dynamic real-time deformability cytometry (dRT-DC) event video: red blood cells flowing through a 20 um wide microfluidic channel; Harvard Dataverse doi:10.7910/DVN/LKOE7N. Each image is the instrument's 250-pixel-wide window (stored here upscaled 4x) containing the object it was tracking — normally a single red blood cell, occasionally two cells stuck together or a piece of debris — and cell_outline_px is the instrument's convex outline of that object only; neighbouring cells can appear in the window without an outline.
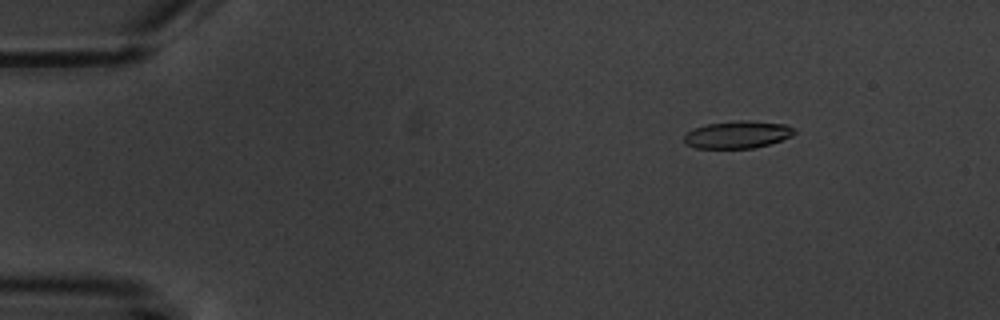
{"species": "common noctule bat (a hibernating species)", "species_latin": "Nyctalus noctula", "temperature_condition": "warm", "stored_images_in_passage": 5, "camera_frame_rate_fps": 3000, "um_per_image_px": 0.085, "animal": {"sex": "male", "body_mass_g": 20.1, "forearm_length_mm": 53.5}, "frame": {"image": 1, "passage_image": 2, "time_ms": 1.333, "image_size_px": [1000, 320], "cell_outline_px": [[796, 132], [792, 136], [768, 144], [752, 148], [696, 148], [684, 144], [684, 136], [692, 128], [708, 124], [740, 120], [748, 120], [784, 124], [796, 128]], "centroid_in_image_um": [62.68, 11.44], "position_along_channel_um": 22.3, "area_um2": 17.57}}
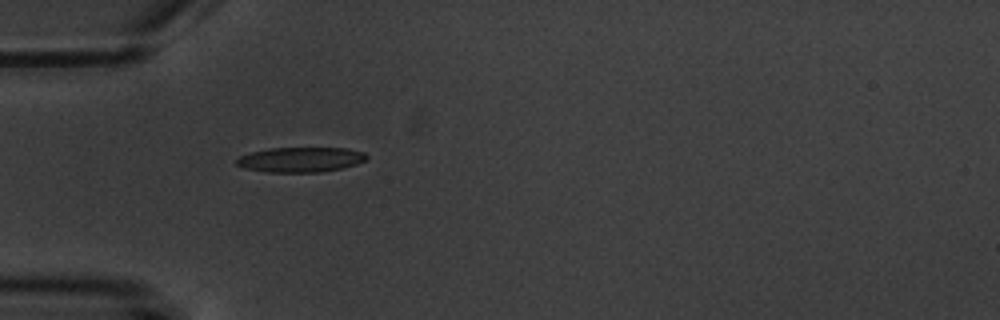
{"frame": {"image": 2, "passage_image": 5, "time_ms": 4.667, "image_size_px": [1000, 320], "cell_outline_px": [[368, 156], [364, 160], [356, 164], [340, 168], [320, 172], [268, 172], [244, 168], [236, 164], [236, 160], [240, 156], [252, 152], [268, 148], [348, 148], [364, 152]], "centroid_in_image_um": [25.54, 13.56], "position_along_channel_um": 59.5, "area_um2": 18.79}}